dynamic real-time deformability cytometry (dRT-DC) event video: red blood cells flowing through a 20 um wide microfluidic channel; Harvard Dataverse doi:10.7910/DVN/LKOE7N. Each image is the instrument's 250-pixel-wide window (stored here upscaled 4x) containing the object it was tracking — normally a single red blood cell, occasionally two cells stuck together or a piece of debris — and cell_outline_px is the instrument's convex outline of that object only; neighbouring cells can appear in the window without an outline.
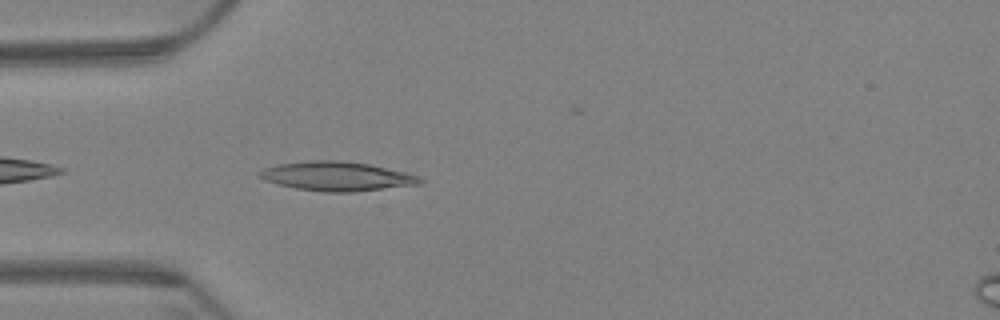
{"species": "Egyptian fruit bat (a non-hibernating species)", "species_latin": "Rousettus aegyptiacus", "temperature_condition": "warm", "stored_images_in_passage": 7, "camera_frame_rate_fps": 3000, "um_per_image_px": 0.085, "animal": {"sex": "female"}, "frame": {"image": 1, "passage_image": 3, "time_ms": 0.667, "image_size_px": [1000, 320], "cell_outline_px": [[424, 180], [420, 184], [352, 192], [324, 192], [296, 188], [280, 184], [268, 180], [260, 176], [260, 172], [264, 168], [280, 164], [308, 160], [340, 160], [368, 164], [404, 172], [420, 176]], "centroid_in_image_um": [28.68, 14.98], "position_along_channel_um": 56.3, "area_um2": 26.88}}
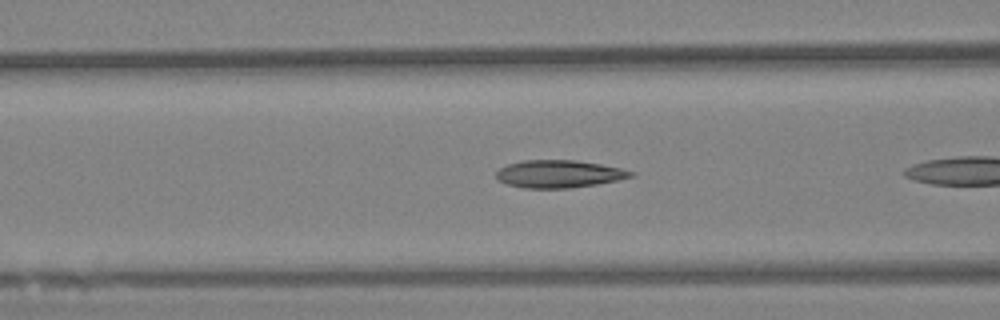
{"frame": {"image": 2, "passage_image": 6, "time_ms": 1.667, "image_size_px": [1000, 320], "cell_outline_px": [[636, 172], [632, 176], [616, 180], [596, 184], [572, 188], [524, 188], [508, 184], [496, 180], [496, 172], [500, 168], [508, 164], [524, 160], [576, 160], [600, 164], [620, 168]], "centroid_in_image_um": [47.48, 14.78], "position_along_channel_um": 119.1, "area_um2": 21.56}}